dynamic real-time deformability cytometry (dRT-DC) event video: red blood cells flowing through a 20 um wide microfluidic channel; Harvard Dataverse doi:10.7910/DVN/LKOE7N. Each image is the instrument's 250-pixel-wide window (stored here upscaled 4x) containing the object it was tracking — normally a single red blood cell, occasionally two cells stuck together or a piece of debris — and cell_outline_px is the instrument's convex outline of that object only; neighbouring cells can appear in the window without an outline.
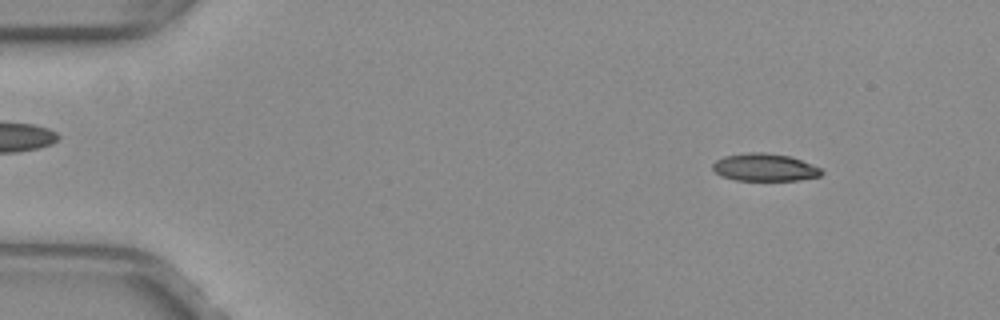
{"species": "common noctule bat (a hibernating species)", "species_latin": "Nyctalus noctula", "temperature_condition": "warm", "stored_images_in_passage": 52, "camera_frame_rate_fps": 3000, "um_per_image_px": 0.085, "animal": {"sex": "female", "body_mass_g": 29.2, "forearm_length_mm": 56.3}, "frame": {"image": 1, "passage_image": 6, "time_ms": 1.667, "image_size_px": [1000, 320], "cell_outline_px": [[824, 172], [820, 176], [796, 180], [736, 180], [720, 176], [712, 168], [712, 164], [716, 160], [724, 156], [748, 152], [764, 152], [792, 156], [812, 164], [820, 168]], "centroid_in_image_um": [64.99, 14.21], "position_along_channel_um": 20.0, "area_um2": 17.57}}
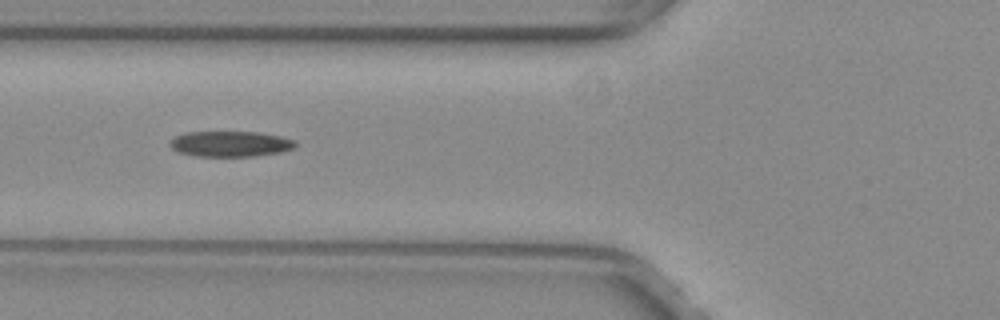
{"frame": {"image": 2, "passage_image": 20, "time_ms": 6.333, "image_size_px": [1000, 320], "cell_outline_px": [[296, 148], [280, 152], [252, 156], [192, 156], [176, 152], [168, 144], [176, 136], [188, 132], [256, 132], [280, 136], [296, 140]], "centroid_in_image_um": [19.58, 12.23], "position_along_channel_um": 106.2, "area_um2": 18.73}}
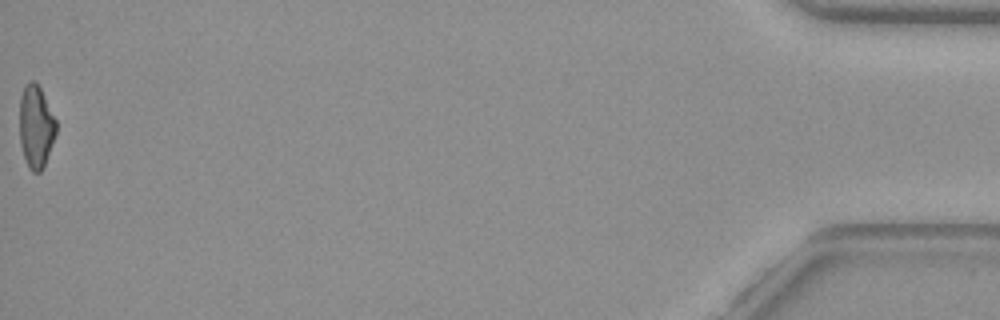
{"frame": {"image": 3, "passage_image": 52, "time_ms": 17.0, "image_size_px": [1000, 320], "cell_outline_px": [[56, 132], [44, 168], [40, 172], [32, 172], [28, 168], [20, 144], [20, 96], [24, 84], [32, 80], [40, 88], [56, 120]], "centroid_in_image_um": [3.04, 10.78], "position_along_channel_um": 432.2, "area_um2": 17.57}, "authors_computed_cell_mechanics": {"area_um2": 18.6116, "velocity_mm_per_s": 4.0139, "shape_relaxation_time_tau1_ms": null, "shape_relaxation_time_tau2_ms": 3.1164, "deformation_change_tau1": null, "deformation_change_tau2": 0.1164}}